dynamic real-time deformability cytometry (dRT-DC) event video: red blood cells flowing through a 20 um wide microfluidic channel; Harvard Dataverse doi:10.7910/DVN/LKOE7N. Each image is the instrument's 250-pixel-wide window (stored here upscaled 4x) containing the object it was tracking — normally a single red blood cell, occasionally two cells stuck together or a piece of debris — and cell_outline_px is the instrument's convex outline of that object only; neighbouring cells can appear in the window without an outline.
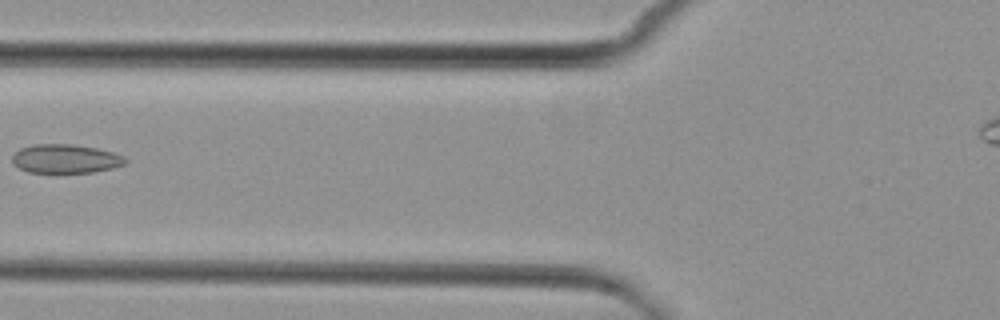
{"species": "common noctule bat (a hibernating species)", "species_latin": "Nyctalus noctula", "temperature_condition": "cold", "stored_images_in_passage": 5, "camera_frame_rate_fps": 3000, "um_per_image_px": 0.085, "animal": {"sex": "female", "body_mass_g": 29.2, "forearm_length_mm": 56.3}, "frame": {"image": 1, "passage_image": 4, "time_ms": 3.667, "image_size_px": [1000, 320], "cell_outline_px": [[128, 160], [124, 164], [112, 168], [92, 172], [28, 172], [12, 164], [12, 156], [20, 148], [32, 144], [72, 144], [96, 148], [112, 152], [124, 156]], "centroid_in_image_um": [5.55, 13.48], "position_along_channel_um": 120.3, "area_um2": 18.96}}
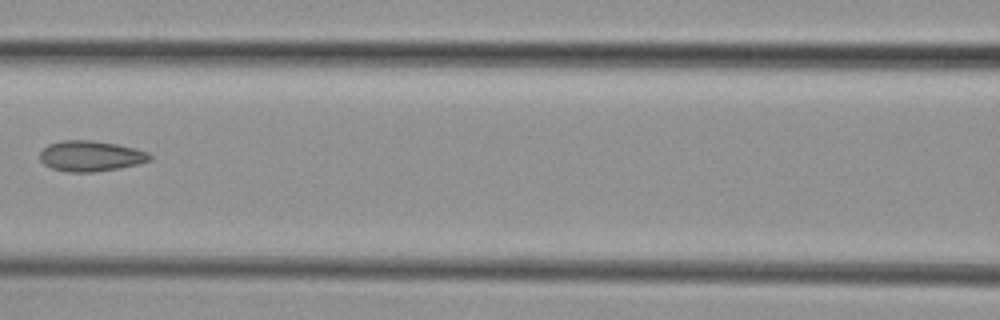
{"frame": {"image": 2, "passage_image": 5, "time_ms": 4.667, "image_size_px": [1000, 320], "cell_outline_px": [[152, 160], [140, 164], [120, 168], [96, 172], [68, 172], [52, 168], [44, 164], [40, 160], [40, 152], [48, 144], [60, 140], [92, 140], [116, 144], [136, 148], [148, 152], [152, 156]], "centroid_in_image_um": [7.73, 13.26], "position_along_channel_um": 158.9, "area_um2": 19.83}}